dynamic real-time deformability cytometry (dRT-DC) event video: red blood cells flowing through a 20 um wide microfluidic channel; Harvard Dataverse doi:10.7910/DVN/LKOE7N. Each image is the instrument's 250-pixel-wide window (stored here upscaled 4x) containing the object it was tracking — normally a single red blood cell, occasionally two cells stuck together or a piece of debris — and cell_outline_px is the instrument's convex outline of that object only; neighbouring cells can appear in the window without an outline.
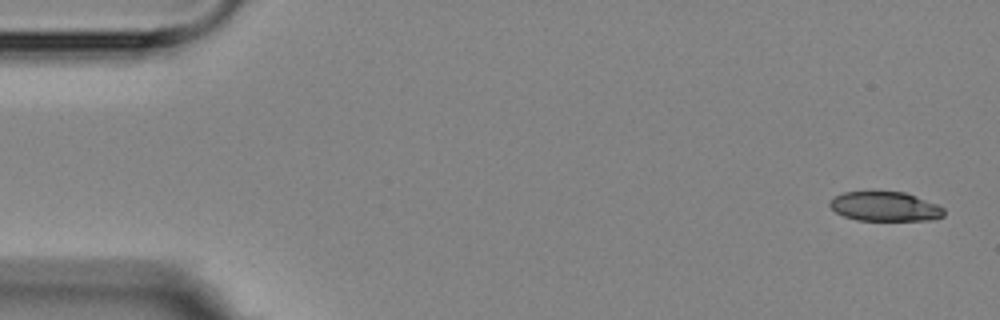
{"species": "Egyptian fruit bat (a non-hibernating species)", "species_latin": "Rousettus aegyptiacus", "temperature_condition": "room temperature", "stored_images_in_passage": 5, "camera_frame_rate_fps": 3000, "um_per_image_px": 0.085, "animal": {"sex": "female"}, "frame": {"image": 1, "passage_image": 1, "time_ms": 0.0, "image_size_px": [1000, 320], "cell_outline_px": [[944, 216], [932, 220], [856, 220], [844, 216], [836, 212], [828, 204], [836, 196], [844, 192], [904, 192], [916, 196], [936, 204], [944, 208]], "centroid_in_image_um": [75.25, 17.56], "position_along_channel_um": 9.8, "area_um2": 19.36}}
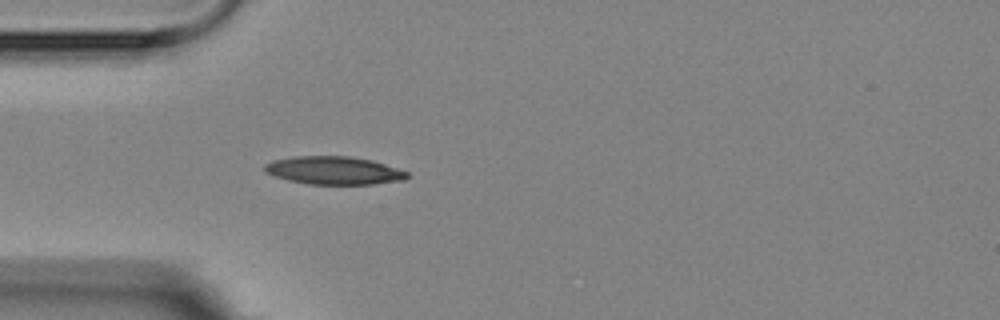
{"frame": {"image": 2, "passage_image": 5, "time_ms": 4.667, "image_size_px": [1000, 320], "cell_outline_px": [[408, 176], [404, 180], [372, 184], [308, 184], [288, 180], [264, 172], [264, 164], [272, 160], [292, 156], [348, 156], [372, 160], [408, 172]], "centroid_in_image_um": [28.34, 14.48], "position_along_channel_um": 56.7, "area_um2": 23.24}}